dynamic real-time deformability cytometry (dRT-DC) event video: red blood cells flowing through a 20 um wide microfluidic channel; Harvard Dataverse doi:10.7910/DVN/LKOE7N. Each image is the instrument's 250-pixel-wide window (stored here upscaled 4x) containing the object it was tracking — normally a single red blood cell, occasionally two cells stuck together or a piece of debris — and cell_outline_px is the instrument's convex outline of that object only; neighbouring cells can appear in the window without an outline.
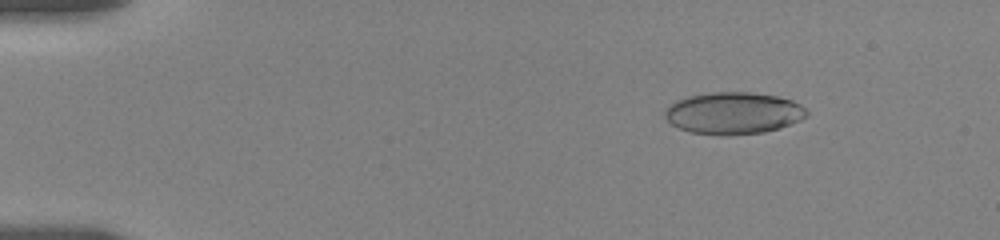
{"species": "human", "species_latin": "Homo sapiens", "temperature_condition": "room temperature", "stored_images_in_passage": 32, "camera_frame_rate_fps": 3000, "um_per_image_px": 0.085, "donor": {"sex": "female"}, "frame": {"image": 1, "passage_image": 4, "time_ms": 2.333, "image_size_px": [1000, 240], "cell_outline_px": [[808, 116], [800, 120], [764, 132], [720, 136], [692, 132], [680, 128], [672, 124], [664, 116], [664, 112], [668, 104], [676, 100], [688, 96], [712, 92], [752, 92], [776, 96], [792, 100], [800, 104], [808, 112]], "centroid_in_image_um": [62.31, 9.61], "position_along_channel_um": 22.7, "area_um2": 34.62}}
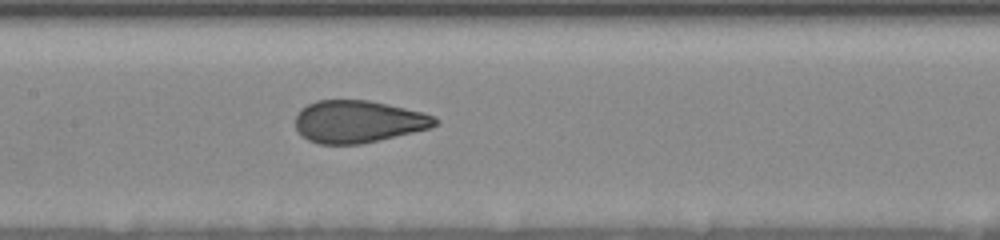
{"frame": {"image": 2, "passage_image": 19, "time_ms": 9.333, "image_size_px": [1000, 240], "cell_outline_px": [[440, 120], [436, 124], [428, 128], [380, 140], [360, 144], [320, 144], [308, 140], [296, 128], [296, 116], [300, 108], [316, 100], [368, 100], [388, 104], [424, 112]], "centroid_in_image_um": [30.43, 10.32], "position_along_channel_um": 177.0, "area_um2": 34.28}}
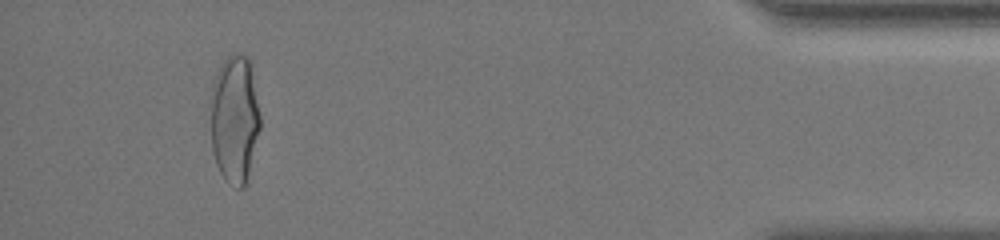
{"frame": {"image": 3, "passage_image": 31, "time_ms": 17.667, "image_size_px": [1000, 240], "cell_outline_px": [[260, 128], [248, 172], [244, 184], [240, 188], [236, 188], [228, 184], [224, 180], [216, 164], [212, 152], [208, 100], [212, 84], [216, 72], [224, 60], [232, 52], [236, 52], [248, 56], [252, 64], [260, 116]], "centroid_in_image_um": [19.9, 10.04], "position_along_channel_um": 415.3, "area_um2": 38.03}, "authors_computed_cell_mechanics": {"area_um2": 34.8534, "velocity_mm_per_s": 3.5466, "shape_relaxation_time_tau1_ms": 10.1343, "shape_relaxation_time_tau2_ms": 0.7456, "deformation_change_tau1": 0.233, "deformation_change_tau2": 0.0657}}